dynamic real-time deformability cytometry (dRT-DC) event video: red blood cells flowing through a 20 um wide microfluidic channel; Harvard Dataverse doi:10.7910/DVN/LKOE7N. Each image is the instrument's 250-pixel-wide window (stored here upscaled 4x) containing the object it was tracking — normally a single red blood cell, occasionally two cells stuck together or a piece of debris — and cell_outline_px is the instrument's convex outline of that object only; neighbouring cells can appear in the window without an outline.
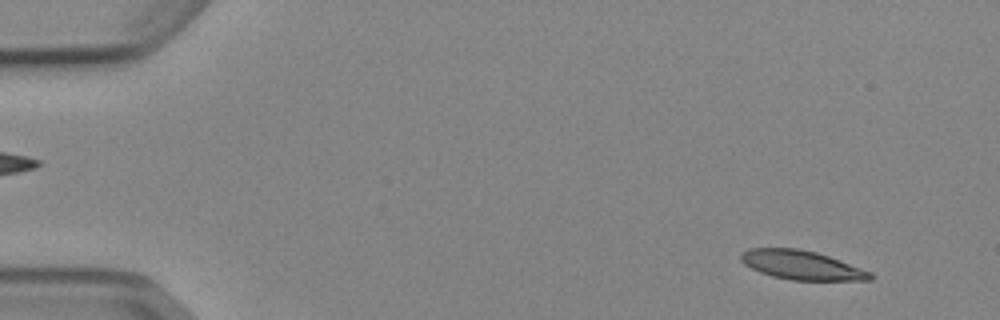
{"species": "Egyptian fruit bat (a non-hibernating species)", "species_latin": "Rousettus aegyptiacus", "temperature_condition": "cold", "stored_images_in_passage": 52, "camera_frame_rate_fps": 3000, "um_per_image_px": 0.085, "animal": {"sex": "female"}, "frame": {"image": 1, "passage_image": 4, "time_ms": 1.0, "image_size_px": [1000, 320], "cell_outline_px": [[872, 280], [792, 280], [772, 276], [760, 272], [744, 264], [740, 260], [740, 252], [748, 248], [796, 248], [816, 252], [840, 260], [872, 272]], "centroid_in_image_um": [68.11, 22.52], "position_along_channel_um": 16.9, "area_um2": 21.85}}
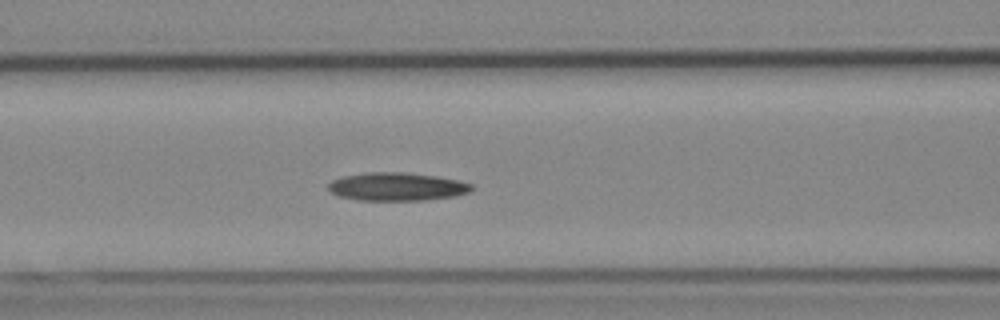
{"frame": {"image": 2, "passage_image": 22, "time_ms": 7.0, "image_size_px": [1000, 320], "cell_outline_px": [[476, 188], [468, 192], [456, 196], [424, 200], [360, 200], [340, 196], [332, 192], [328, 188], [328, 184], [332, 180], [340, 176], [368, 172], [404, 172], [436, 176], [456, 180], [472, 184]], "centroid_in_image_um": [33.74, 15.86], "position_along_channel_um": 132.9, "area_um2": 23.52}}
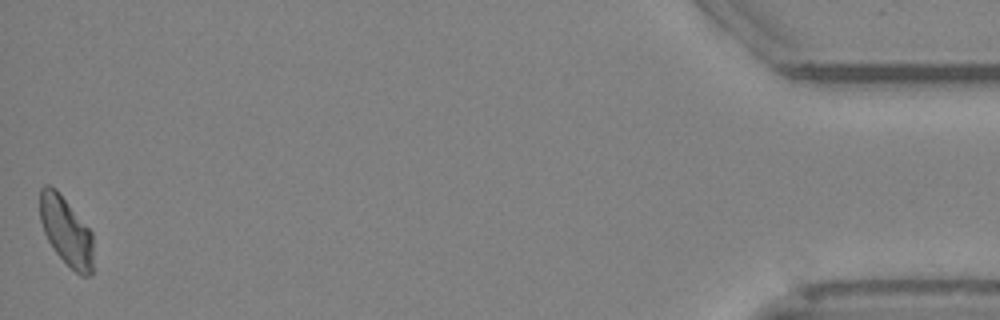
{"frame": {"image": 3, "passage_image": 52, "time_ms": 17.0, "image_size_px": [1000, 320], "cell_outline_px": [[92, 272], [88, 276], [80, 276], [52, 248], [44, 232], [40, 220], [40, 188], [44, 184], [48, 184], [56, 188], [92, 232]], "centroid_in_image_um": [5.61, 19.61], "position_along_channel_um": 429.6, "area_um2": 21.21}, "authors_computed_cell_mechanics": {"area_um2": 22.5998, "velocity_mm_per_s": 3.8611, "shape_relaxation_time_tau1_ms": 6.322, "shape_relaxation_time_tau2_ms": null, "deformation_change_tau1": 0.1696, "deformation_change_tau2": null}}